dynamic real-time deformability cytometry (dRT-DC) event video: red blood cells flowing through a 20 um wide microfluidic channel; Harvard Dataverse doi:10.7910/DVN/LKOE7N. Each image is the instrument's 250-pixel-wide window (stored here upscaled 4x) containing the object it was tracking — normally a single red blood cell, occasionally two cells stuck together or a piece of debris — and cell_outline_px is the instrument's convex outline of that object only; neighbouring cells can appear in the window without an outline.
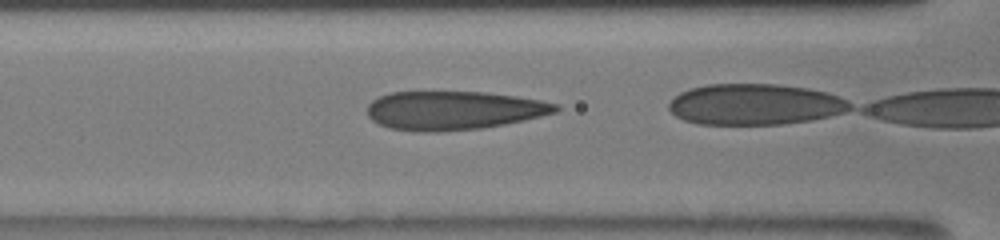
{"species": "human", "species_latin": "Homo sapiens", "temperature_condition": "room temperature", "stored_images_in_passage": 24, "camera_frame_rate_fps": 3000, "um_per_image_px": 0.085, "donor": {"sex": "male"}, "frame": {"image": 1, "passage_image": 23, "time_ms": 8.0, "image_size_px": [1000, 240], "cell_outline_px": [[560, 108], [556, 112], [524, 120], [504, 124], [480, 128], [436, 132], [420, 132], [388, 128], [372, 120], [368, 116], [368, 104], [372, 100], [380, 96], [392, 92], [484, 92], [516, 96], [540, 100], [556, 104]], "centroid_in_image_um": [38.53, 9.39], "position_along_channel_um": 128.1, "area_um2": 42.37}}